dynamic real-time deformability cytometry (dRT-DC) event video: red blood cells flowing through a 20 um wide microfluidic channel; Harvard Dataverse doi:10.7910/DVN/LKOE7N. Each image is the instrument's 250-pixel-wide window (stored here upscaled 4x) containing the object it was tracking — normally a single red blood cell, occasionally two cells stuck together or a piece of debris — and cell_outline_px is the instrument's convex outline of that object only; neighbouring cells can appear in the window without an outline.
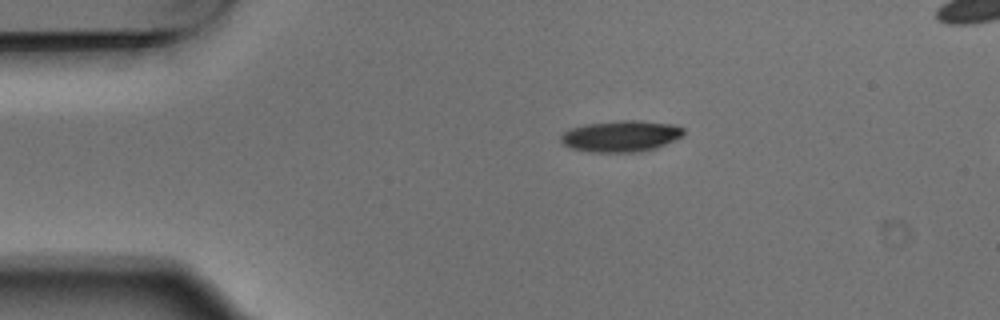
{"species": "Egyptian fruit bat (a non-hibernating species)", "species_latin": "Rousettus aegyptiacus", "temperature_condition": "warm", "stored_images_in_passage": 5, "camera_frame_rate_fps": 3000, "um_per_image_px": 0.085, "animal": {"sex": "male"}, "frame": {"image": 1, "passage_image": 5, "time_ms": 1.333, "image_size_px": [1000, 320], "cell_outline_px": [[684, 136], [656, 148], [640, 152], [588, 152], [572, 148], [564, 144], [560, 140], [560, 136], [564, 132], [572, 128], [584, 124], [620, 120], [640, 120], [676, 124], [684, 128]], "centroid_in_image_um": [52.82, 11.56], "position_along_channel_um": 32.2, "area_um2": 22.66}}